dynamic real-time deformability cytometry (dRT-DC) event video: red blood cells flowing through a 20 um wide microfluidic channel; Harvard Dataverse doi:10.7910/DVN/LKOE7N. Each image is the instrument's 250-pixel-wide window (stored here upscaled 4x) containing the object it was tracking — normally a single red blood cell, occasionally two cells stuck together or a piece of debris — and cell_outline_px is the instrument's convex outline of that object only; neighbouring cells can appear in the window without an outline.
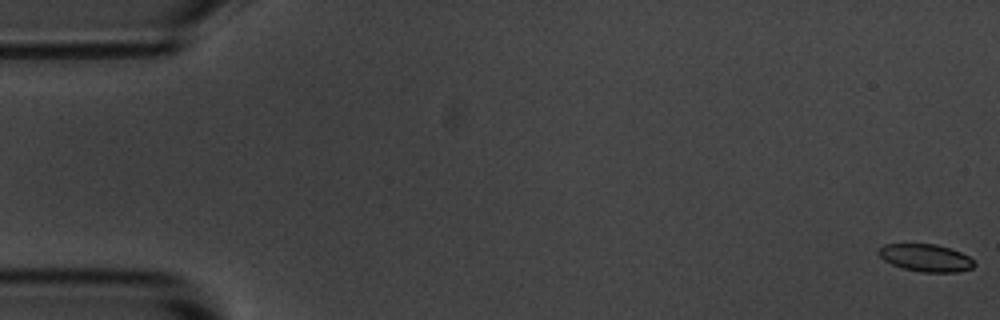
{"species": "common noctule bat (a hibernating species)", "species_latin": "Nyctalus noctula", "temperature_condition": "room temperature", "stored_images_in_passage": 57, "camera_frame_rate_fps": 3000, "um_per_image_px": 0.085, "animal": {"sex": "male", "body_mass_g": 20.1, "forearm_length_mm": 53.5}, "frame": {"image": 1, "passage_image": 1, "time_ms": 0.0, "image_size_px": [1000, 320], "cell_outline_px": [[976, 264], [972, 268], [956, 272], [920, 272], [904, 268], [892, 264], [884, 260], [876, 252], [884, 244], [936, 244], [960, 252], [968, 256]], "centroid_in_image_um": [78.68, 21.91], "position_along_channel_um": 6.3, "area_um2": 15.14}}
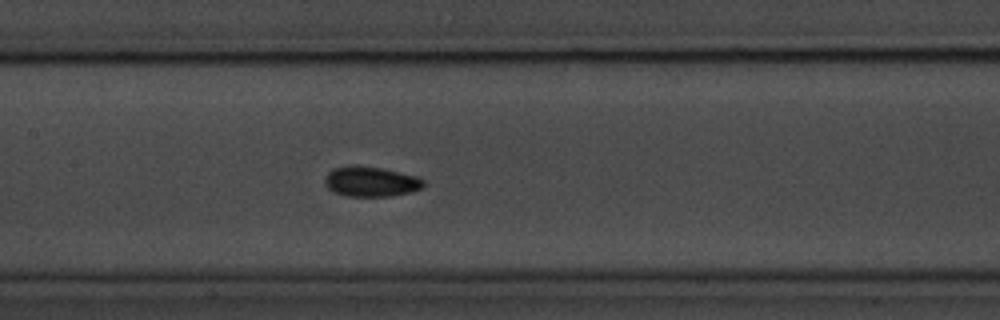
{"frame": {"image": 2, "passage_image": 27, "time_ms": 8.667, "image_size_px": [1000, 320], "cell_outline_px": [[424, 188], [412, 192], [392, 196], [348, 196], [332, 192], [324, 184], [324, 180], [328, 172], [336, 168], [384, 168], [420, 176], [424, 180]], "centroid_in_image_um": [31.61, 15.48], "position_along_channel_um": 175.8, "area_um2": 17.05}}
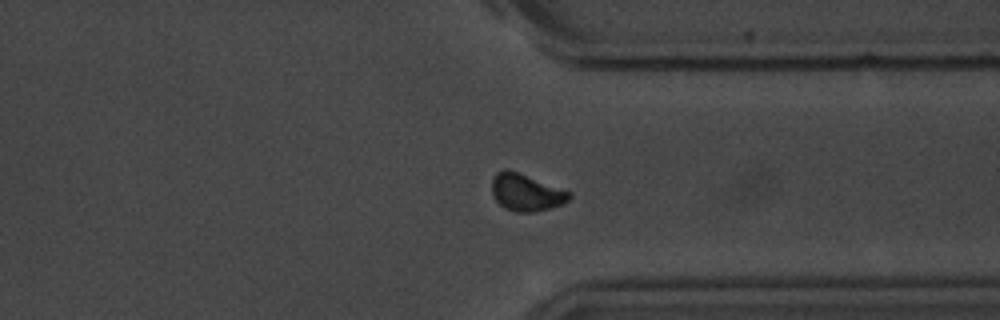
{"frame": {"image": 3, "passage_image": 43, "time_ms": 14.0, "image_size_px": [1000, 320], "cell_outline_px": [[572, 196], [568, 200], [552, 208], [536, 212], [516, 212], [504, 208], [496, 200], [492, 192], [492, 180], [496, 172], [504, 168], [508, 168], [572, 192]], "centroid_in_image_um": [44.72, 16.35], "position_along_channel_um": 366.7, "area_um2": 16.88}, "authors_computed_cell_mechanics": {"area_um2": 16.0106, "velocity_mm_per_s": 3.5895, "shape_relaxation_time_tau1_ms": 3.3792, "shape_relaxation_time_tau2_ms": 4.7457, "deformation_change_tau1": 0.1011, "deformation_change_tau2": 0.067}}